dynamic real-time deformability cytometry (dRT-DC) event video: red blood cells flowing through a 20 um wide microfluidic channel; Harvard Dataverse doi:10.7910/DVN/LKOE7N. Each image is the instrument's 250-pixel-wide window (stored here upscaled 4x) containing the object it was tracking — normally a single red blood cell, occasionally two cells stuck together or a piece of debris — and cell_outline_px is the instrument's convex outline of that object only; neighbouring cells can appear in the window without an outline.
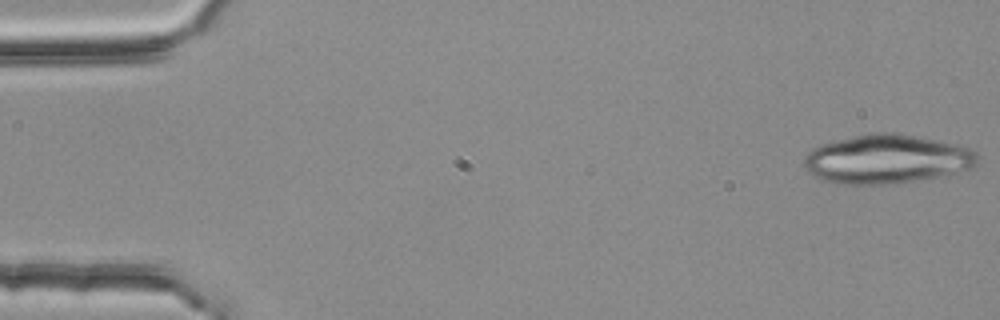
{"species": "common noctule bat (a hibernating species)", "species_latin": "Nyctalus noctula", "temperature_condition": "room temperature", "stored_images_in_passage": 21, "camera_frame_rate_fps": 3000, "um_per_image_px": 0.085, "animal": {"sex": "female", "body_mass_g": 25.1}, "frame": {"image": 1, "passage_image": 1, "time_ms": 0.0, "image_size_px": [1000, 320], "cell_outline_px": [[980, 160], [976, 168], [940, 176], [920, 180], [888, 184], [840, 184], [820, 180], [804, 164], [804, 160], [808, 152], [812, 148], [820, 144], [836, 140], [872, 132], [892, 132], [952, 144], [968, 148], [976, 152], [980, 156]], "centroid_in_image_um": [75.41, 13.54], "position_along_channel_um": 9.6, "area_um2": 49.3}}